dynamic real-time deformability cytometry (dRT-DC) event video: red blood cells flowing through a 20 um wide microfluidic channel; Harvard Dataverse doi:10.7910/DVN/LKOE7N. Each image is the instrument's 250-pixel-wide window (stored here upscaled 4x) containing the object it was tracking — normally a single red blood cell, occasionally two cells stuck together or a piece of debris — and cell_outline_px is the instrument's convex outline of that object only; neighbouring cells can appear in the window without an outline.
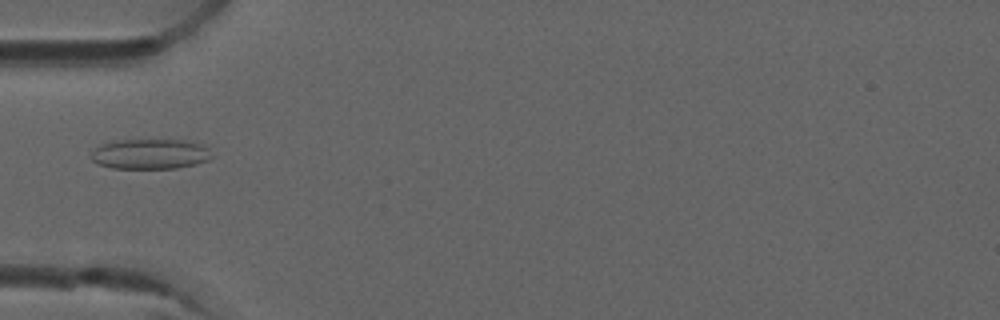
{"species": "common noctule bat (a hibernating species)", "species_latin": "Nyctalus noctula", "temperature_condition": "room temperature", "stored_images_in_passage": 5, "camera_frame_rate_fps": 3000, "um_per_image_px": 0.085, "animal": {"sex": "male", "forearm_length_mm": 52.5}, "frame": {"image": 1, "passage_image": 4, "time_ms": 1.0, "image_size_px": [1000, 320], "cell_outline_px": [[212, 156], [208, 160], [196, 164], [176, 168], [112, 168], [100, 164], [92, 160], [92, 152], [100, 144], [116, 140], [188, 140], [204, 144], [208, 148]], "centroid_in_image_um": [12.8, 13.08], "position_along_channel_um": 72.2, "area_um2": 21.21}}